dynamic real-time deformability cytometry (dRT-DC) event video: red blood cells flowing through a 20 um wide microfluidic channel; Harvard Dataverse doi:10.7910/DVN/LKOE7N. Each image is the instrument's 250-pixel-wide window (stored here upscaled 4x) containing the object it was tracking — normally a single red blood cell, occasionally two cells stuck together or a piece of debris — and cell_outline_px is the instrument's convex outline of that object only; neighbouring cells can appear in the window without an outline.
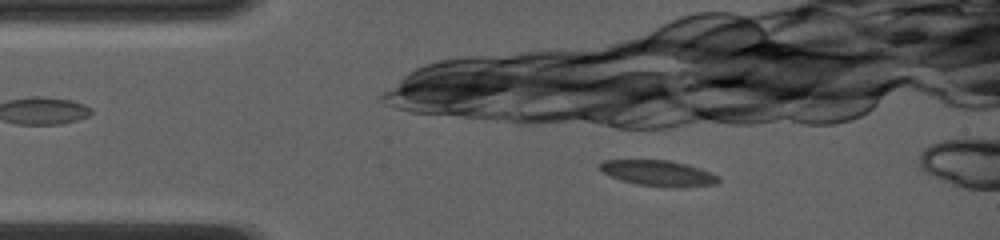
{"species": "common noctule bat (a hibernating species)", "species_latin": "Nyctalus noctula", "temperature_condition": "room temperature", "stored_images_in_passage": 4, "camera_frame_rate_fps": 4000, "um_per_image_px": 0.085, "animal": {"sex": "female", "body_mass_g": 19.0, "forearm_length_mm": 56.7}, "frame": {"image": 1, "passage_image": 4, "time_ms": 2.75, "image_size_px": [1000, 240], "cell_outline_px": [[720, 184], [684, 188], [672, 188], [636, 184], [620, 180], [608, 176], [600, 172], [600, 164], [604, 160], [668, 160], [688, 164], [700, 168], [716, 176], [720, 180]], "centroid_in_image_um": [55.96, 14.74], "position_along_channel_um": 29.0, "area_um2": 18.09}}